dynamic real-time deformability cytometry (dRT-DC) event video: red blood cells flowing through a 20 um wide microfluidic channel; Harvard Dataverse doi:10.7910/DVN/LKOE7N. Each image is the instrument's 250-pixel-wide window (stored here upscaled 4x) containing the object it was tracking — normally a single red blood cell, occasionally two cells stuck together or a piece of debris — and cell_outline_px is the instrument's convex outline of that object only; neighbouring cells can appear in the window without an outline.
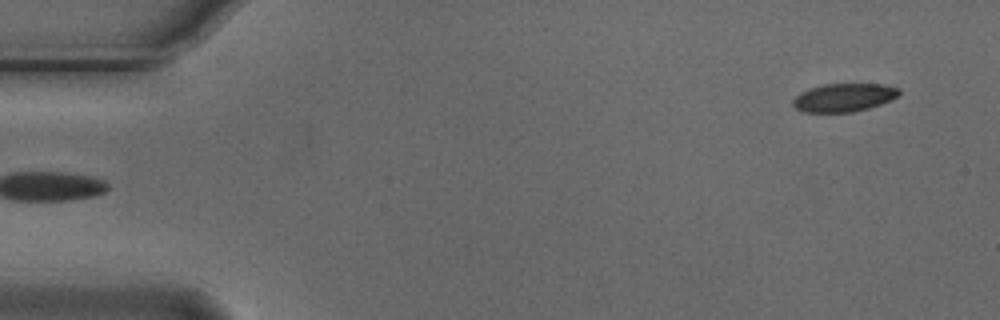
{"species": "Egyptian fruit bat (a non-hibernating species)", "species_latin": "Rousettus aegyptiacus", "temperature_condition": "cold", "stored_images_in_passage": 5, "segment_of_instrument_passage": [2, 2], "camera_frame_rate_fps": 3000, "um_per_image_px": 0.085, "animal": {"sex": "male"}, "frame": {"image": 1, "passage_image": 5, "time_ms": 1.333, "image_size_px": [1000, 320], "cell_outline_px": [[900, 96], [880, 104], [868, 108], [852, 112], [804, 112], [796, 108], [792, 104], [792, 100], [800, 92], [808, 88], [824, 84], [884, 84], [900, 88]], "centroid_in_image_um": [71.73, 8.28], "position_along_channel_um": 13.3, "area_um2": 17.57}}